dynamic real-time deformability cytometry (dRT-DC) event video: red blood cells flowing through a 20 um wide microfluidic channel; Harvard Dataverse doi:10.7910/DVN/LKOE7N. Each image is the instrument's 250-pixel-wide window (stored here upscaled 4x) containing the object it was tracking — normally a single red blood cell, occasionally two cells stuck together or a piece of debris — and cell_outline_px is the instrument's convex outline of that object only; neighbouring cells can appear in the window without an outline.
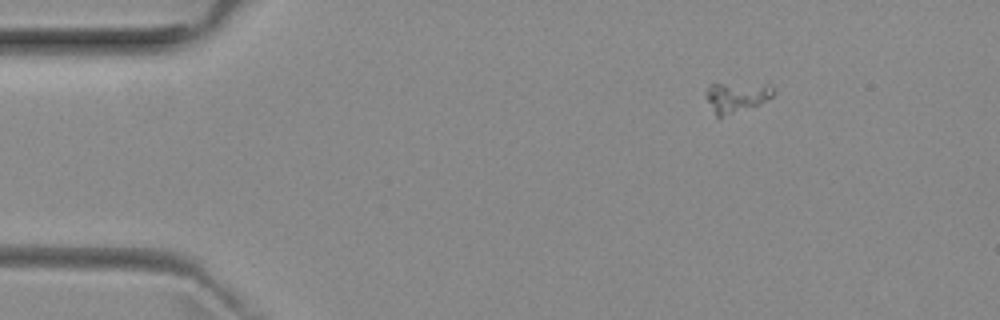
{"species": "common noctule bat (a hibernating species)", "species_latin": "Nyctalus noctula", "temperature_condition": "room temperature", "stored_images_in_passage": 47, "camera_frame_rate_fps": 3000, "um_per_image_px": 0.085, "animal": {"sex": "female", "body_mass_g": 29.2, "forearm_length_mm": 56.3}, "frame": {"image": 1, "passage_image": 1, "time_ms": 0.0, "image_size_px": [1000, 320], "cell_outline_px": [[776, 92], [772, 96], [760, 104], [720, 120], [716, 116], [704, 92], [712, 84], [764, 84], [772, 88]], "centroid_in_image_um": [62.59, 8.31], "position_along_channel_um": 22.4, "area_um2": 11.96}}
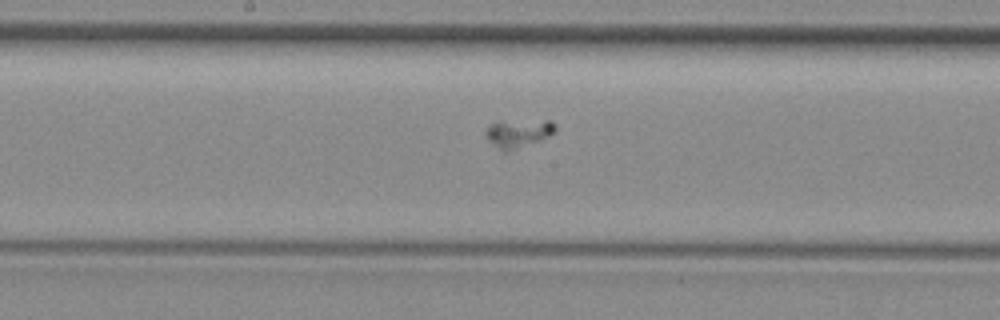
{"frame": {"image": 2, "passage_image": 21, "time_ms": 6.667, "image_size_px": [1000, 320], "cell_outline_px": [[556, 128], [548, 136], [540, 140], [504, 152], [488, 140], [484, 136], [484, 132], [492, 124], [544, 120], [552, 120]], "centroid_in_image_um": [44.06, 11.35], "position_along_channel_um": 204.1, "area_um2": 10.69}}
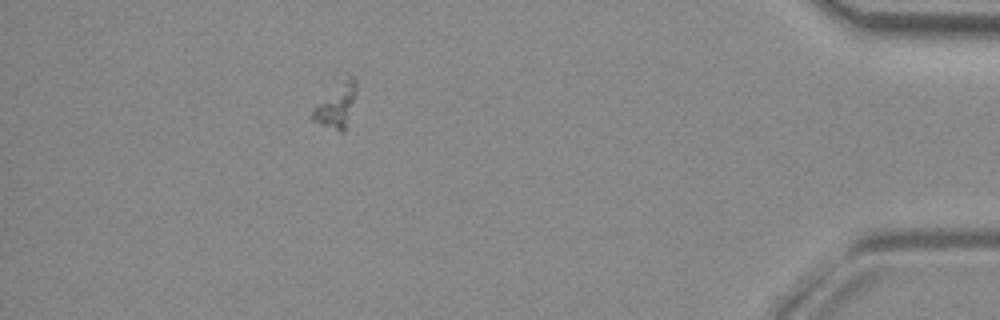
{"frame": {"image": 3, "passage_image": 41, "time_ms": 13.333, "image_size_px": [1000, 320], "cell_outline_px": [[356, 88], [344, 132], [340, 132], [312, 120], [312, 112], [348, 72], [356, 80]], "centroid_in_image_um": [28.62, 8.93], "position_along_channel_um": 406.6, "area_um2": 10.52}}